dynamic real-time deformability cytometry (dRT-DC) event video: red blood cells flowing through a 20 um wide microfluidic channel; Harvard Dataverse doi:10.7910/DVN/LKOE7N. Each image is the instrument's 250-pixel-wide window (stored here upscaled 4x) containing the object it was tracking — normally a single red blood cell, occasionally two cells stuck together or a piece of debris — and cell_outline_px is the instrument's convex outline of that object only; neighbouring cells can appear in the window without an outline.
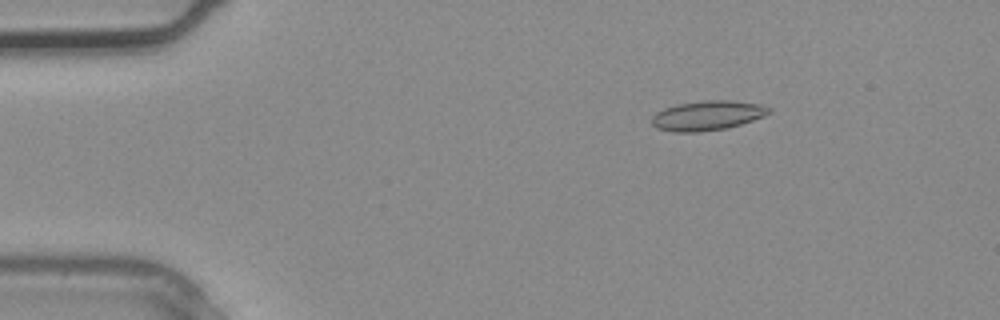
{"species": "common noctule bat (a hibernating species)", "species_latin": "Nyctalus noctula", "temperature_condition": "warm", "stored_images_in_passage": 3, "camera_frame_rate_fps": 3000, "um_per_image_px": 0.085, "animal": {"sex": "male", "body_mass_g": 20.4}, "frame": {"image": 1, "passage_image": 2, "time_ms": 0.333, "image_size_px": [1000, 320], "cell_outline_px": [[772, 112], [764, 116], [740, 124], [724, 128], [700, 132], [676, 132], [656, 128], [652, 124], [652, 116], [656, 112], [664, 108], [676, 104], [700, 100], [732, 100], [760, 104], [772, 108]], "centroid_in_image_um": [60.13, 9.8], "position_along_channel_um": 24.9, "area_um2": 20.35}}